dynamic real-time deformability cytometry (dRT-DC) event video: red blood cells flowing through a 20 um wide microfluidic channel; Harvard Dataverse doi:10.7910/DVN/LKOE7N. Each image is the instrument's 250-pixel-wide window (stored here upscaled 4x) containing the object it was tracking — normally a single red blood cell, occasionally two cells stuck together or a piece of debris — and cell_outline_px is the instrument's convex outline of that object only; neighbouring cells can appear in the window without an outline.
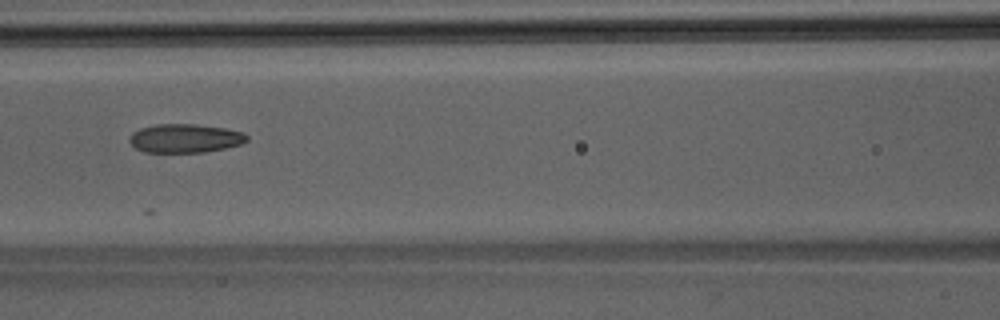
{"species": "Egyptian fruit bat (a non-hibernating species)", "species_latin": "Rousettus aegyptiacus", "temperature_condition": "room temperature", "stored_images_in_passage": 6, "camera_frame_rate_fps": 3000, "um_per_image_px": 0.085, "animal": {"sex": "male"}, "frame": {"image": 1, "passage_image": 6, "time_ms": 1.667, "image_size_px": [1000, 320], "cell_outline_px": [[248, 140], [240, 144], [224, 148], [204, 152], [144, 152], [136, 148], [128, 140], [132, 132], [140, 128], [156, 124], [196, 124], [224, 128], [244, 132], [248, 136]], "centroid_in_image_um": [15.72, 11.75], "position_along_channel_um": 150.9, "area_um2": 19.65}}